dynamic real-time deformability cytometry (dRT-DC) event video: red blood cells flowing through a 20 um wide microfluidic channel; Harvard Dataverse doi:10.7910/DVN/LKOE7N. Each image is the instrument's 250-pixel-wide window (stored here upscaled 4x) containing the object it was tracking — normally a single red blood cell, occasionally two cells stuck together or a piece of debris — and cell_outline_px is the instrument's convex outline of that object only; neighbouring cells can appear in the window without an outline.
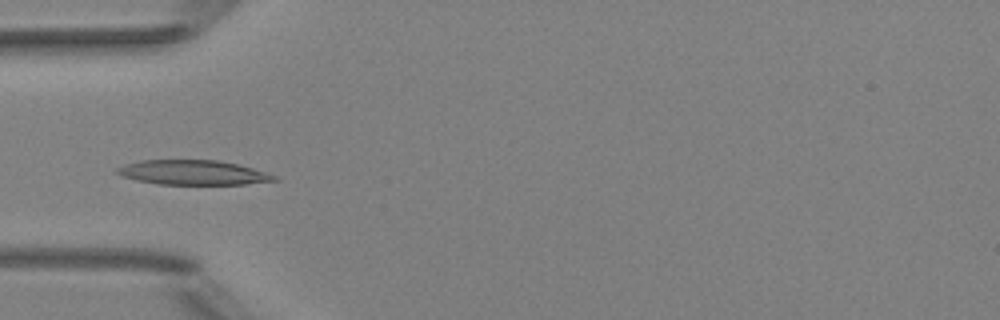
{"species": "Egyptian fruit bat (a non-hibernating species)", "species_latin": "Rousettus aegyptiacus", "temperature_condition": "room temperature", "stored_images_in_passage": 40, "camera_frame_rate_fps": 3000, "um_per_image_px": 0.085, "animal": {"sex": "female"}, "frame": {"image": 1, "passage_image": 5, "time_ms": 1.333, "image_size_px": [1000, 320], "cell_outline_px": [[280, 180], [244, 184], [156, 184], [136, 180], [120, 176], [116, 172], [116, 168], [124, 164], [140, 160], [216, 160], [236, 164], [268, 172], [276, 176]], "centroid_in_image_um": [16.38, 14.66], "position_along_channel_um": 68.6, "area_um2": 22.6}}
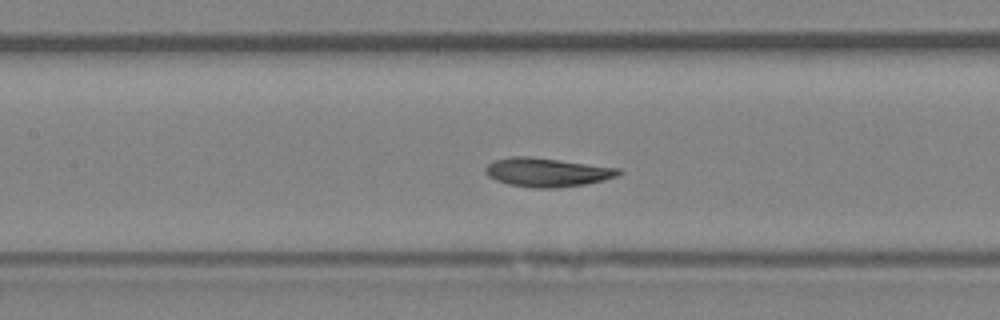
{"frame": {"image": 2, "passage_image": 12, "time_ms": 3.667, "image_size_px": [1000, 320], "cell_outline_px": [[624, 172], [616, 176], [604, 180], [584, 184], [556, 188], [532, 188], [508, 184], [496, 180], [488, 176], [484, 172], [484, 168], [488, 164], [496, 160], [512, 156], [528, 156], [620, 168]], "centroid_in_image_um": [46.49, 14.65], "position_along_channel_um": 160.9, "area_um2": 22.31}}
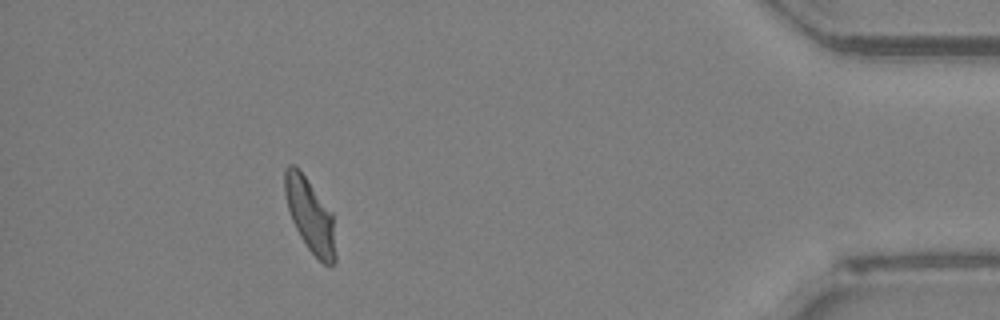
{"frame": {"image": 3, "passage_image": 35, "time_ms": 11.333, "image_size_px": [1000, 320], "cell_outline_px": [[336, 260], [332, 268], [328, 268], [308, 248], [300, 236], [292, 220], [288, 208], [284, 192], [284, 172], [288, 164], [296, 164], [332, 212], [336, 256]], "centroid_in_image_um": [26.36, 18.3], "position_along_channel_um": 408.8, "area_um2": 21.79}, "authors_computed_cell_mechanics": {"area_um2": 22.1374, "velocity_mm_per_s": 3.9608, "shape_relaxation_time_tau1_ms": 7.5476, "shape_relaxation_time_tau2_ms": 2.2096, "deformation_change_tau1": 0.174, "deformation_change_tau2": 0.0731}}